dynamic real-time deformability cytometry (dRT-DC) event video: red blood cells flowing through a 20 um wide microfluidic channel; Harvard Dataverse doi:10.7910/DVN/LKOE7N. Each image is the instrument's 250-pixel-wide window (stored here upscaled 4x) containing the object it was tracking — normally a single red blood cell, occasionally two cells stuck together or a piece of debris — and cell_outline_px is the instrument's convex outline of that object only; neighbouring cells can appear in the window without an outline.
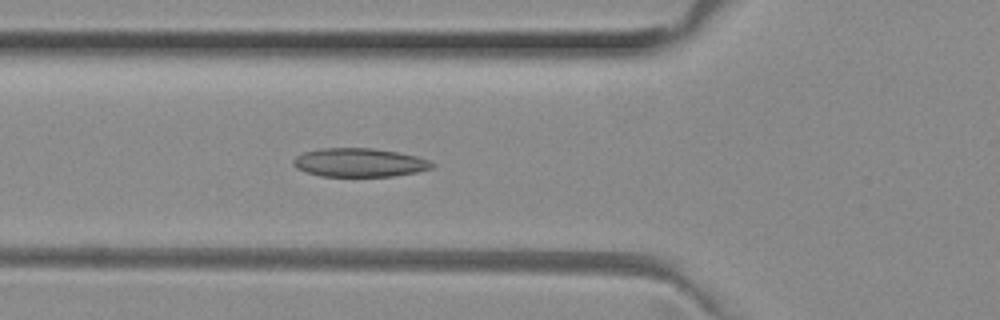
{"species": "common noctule bat (a hibernating species)", "species_latin": "Nyctalus noctula", "temperature_condition": "room temperature", "stored_images_in_passage": 40, "camera_frame_rate_fps": 3000, "um_per_image_px": 0.085, "animal": {"sex": "female", "body_mass_g": 29.2, "forearm_length_mm": 56.3}, "frame": {"image": 1, "passage_image": 6, "time_ms": 1.667, "image_size_px": [1000, 320], "cell_outline_px": [[436, 164], [432, 168], [416, 172], [392, 176], [320, 176], [296, 168], [292, 164], [292, 160], [296, 156], [304, 152], [324, 148], [372, 148], [396, 152], [416, 156], [428, 160]], "centroid_in_image_um": [30.54, 13.82], "position_along_channel_um": 95.3, "area_um2": 23.0}}
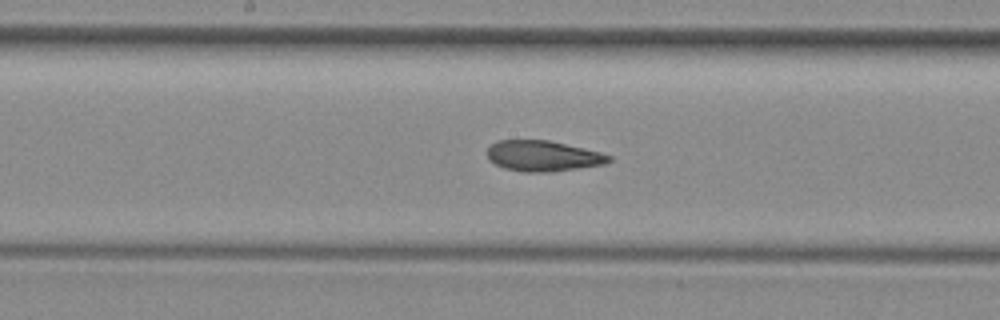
{"frame": {"image": 2, "passage_image": 14, "time_ms": 4.333, "image_size_px": [1000, 320], "cell_outline_px": [[612, 160], [604, 164], [580, 168], [552, 172], [524, 172], [504, 168], [488, 160], [488, 148], [492, 144], [500, 140], [548, 140], [584, 148], [600, 152], [612, 156]], "centroid_in_image_um": [46.17, 13.26], "position_along_channel_um": 202.0, "area_um2": 21.73}}
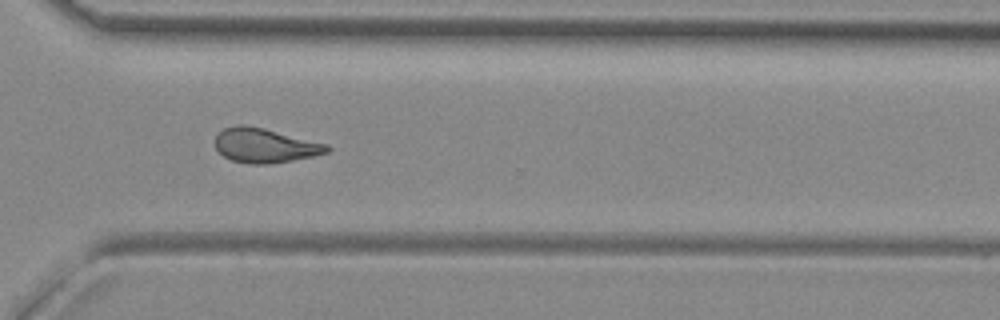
{"frame": {"image": 3, "passage_image": 25, "time_ms": 8.0, "image_size_px": [1000, 320], "cell_outline_px": [[332, 148], [328, 152], [312, 156], [292, 160], [268, 164], [248, 164], [232, 160], [224, 156], [216, 148], [216, 132], [224, 128], [236, 124], [244, 124], [264, 128], [328, 144]], "centroid_in_image_um": [22.5, 12.35], "position_along_channel_um": 348.1, "area_um2": 22.48}, "authors_computed_cell_mechanics": {"area_um2": 22.3686, "velocity_mm_per_s": 3.997, "shape_relaxation_time_tau1_ms": null, "shape_relaxation_time_tau2_ms": 2.6947, "deformation_change_tau1": null, "deformation_change_tau2": 0.0965}}